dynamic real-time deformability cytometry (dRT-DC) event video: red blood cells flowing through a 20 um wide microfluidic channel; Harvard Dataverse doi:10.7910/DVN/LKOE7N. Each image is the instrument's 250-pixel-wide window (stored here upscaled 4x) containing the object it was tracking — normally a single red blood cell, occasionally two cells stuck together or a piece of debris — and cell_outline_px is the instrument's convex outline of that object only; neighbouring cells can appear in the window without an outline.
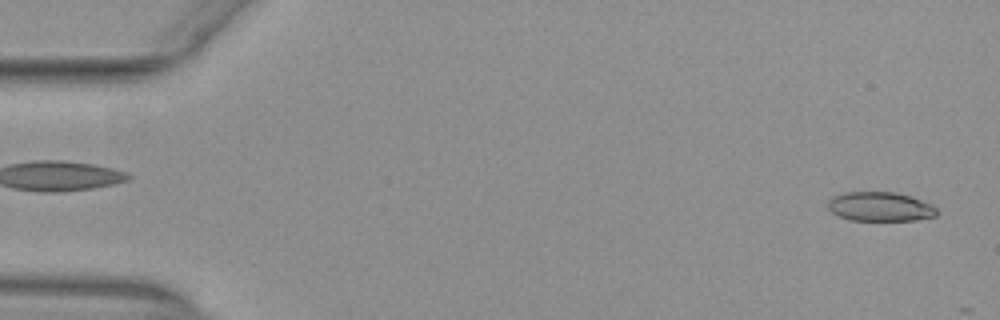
{"species": "common noctule bat (a hibernating species)", "species_latin": "Nyctalus noctula", "temperature_condition": "warm", "stored_images_in_passage": 12, "camera_frame_rate_fps": 3000, "um_per_image_px": 0.085, "animal": {"sex": "female", "body_mass_g": 29.2, "forearm_length_mm": 56.3}, "frame": {"image": 1, "passage_image": 2, "time_ms": 0.333, "image_size_px": [1000, 320], "cell_outline_px": [[936, 216], [916, 220], [848, 220], [836, 216], [828, 208], [828, 200], [832, 196], [844, 192], [896, 192], [912, 196], [932, 204], [936, 208]], "centroid_in_image_um": [74.79, 17.56], "position_along_channel_um": 10.2, "area_um2": 18.79}}